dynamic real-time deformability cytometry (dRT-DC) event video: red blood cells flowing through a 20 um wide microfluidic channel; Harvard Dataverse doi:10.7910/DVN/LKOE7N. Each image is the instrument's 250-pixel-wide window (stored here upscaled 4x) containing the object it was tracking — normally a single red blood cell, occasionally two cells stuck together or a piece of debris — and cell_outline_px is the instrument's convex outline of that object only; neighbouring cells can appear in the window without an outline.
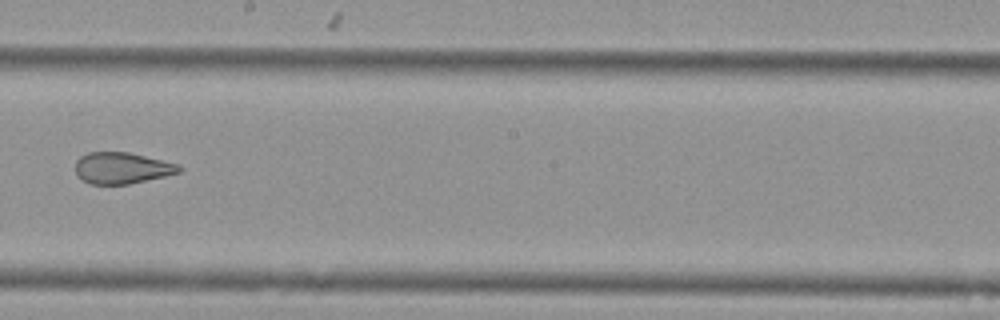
{"species": "Egyptian fruit bat (a non-hibernating species)", "species_latin": "Rousettus aegyptiacus", "temperature_condition": "cold", "stored_images_in_passage": 8, "camera_frame_rate_fps": 3000, "um_per_image_px": 0.085, "animal": {"sex": "female"}, "frame": {"image": 1, "passage_image": 8, "time_ms": 2.333, "image_size_px": [1000, 320], "cell_outline_px": [[184, 168], [180, 172], [164, 176], [128, 184], [92, 184], [76, 176], [76, 160], [80, 156], [88, 152], [128, 152], [180, 164]], "centroid_in_image_um": [10.37, 14.27], "position_along_channel_um": 237.8, "area_um2": 18.96}}